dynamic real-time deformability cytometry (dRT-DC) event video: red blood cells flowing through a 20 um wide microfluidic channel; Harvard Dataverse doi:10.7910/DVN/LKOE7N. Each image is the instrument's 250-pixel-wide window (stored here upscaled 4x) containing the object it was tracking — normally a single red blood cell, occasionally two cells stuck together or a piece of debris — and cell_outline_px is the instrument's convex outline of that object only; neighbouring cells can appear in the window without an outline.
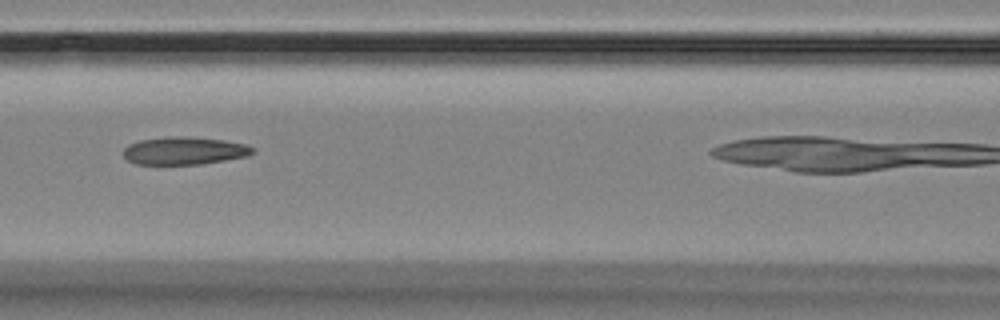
{"species": "Egyptian fruit bat (a non-hibernating species)", "species_latin": "Rousettus aegyptiacus", "temperature_condition": "room temperature", "stored_images_in_passage": 12, "camera_frame_rate_fps": 3000, "um_per_image_px": 0.085, "animal": {"sex": "female"}, "frame": {"image": 1, "passage_image": 6, "time_ms": 5.667, "image_size_px": [1000, 320], "cell_outline_px": [[256, 152], [248, 156], [200, 164], [136, 164], [128, 160], [124, 156], [124, 148], [128, 144], [140, 140], [168, 136], [184, 136], [224, 140], [248, 144], [256, 148]], "centroid_in_image_um": [15.71, 12.8], "position_along_channel_um": 150.9, "area_um2": 21.04}}
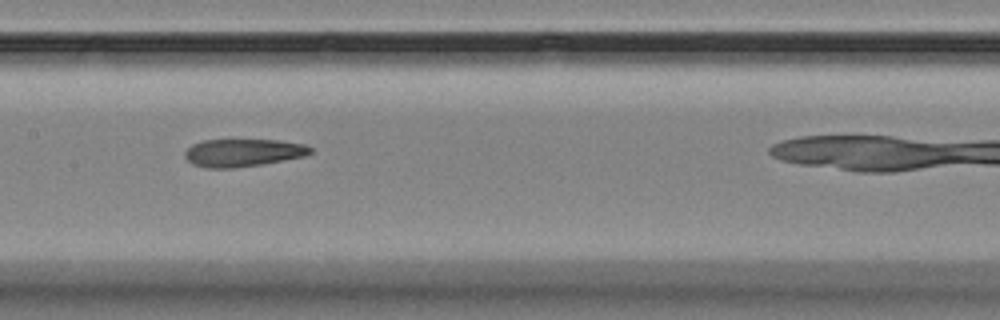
{"frame": {"image": 2, "passage_image": 7, "time_ms": 6.667, "image_size_px": [1000, 320], "cell_outline_px": [[312, 152], [304, 156], [260, 164], [232, 168], [204, 168], [192, 164], [184, 156], [184, 152], [192, 144], [204, 140], [280, 140], [304, 144], [312, 148]], "centroid_in_image_um": [20.62, 12.98], "position_along_channel_um": 186.8, "area_um2": 20.17}}
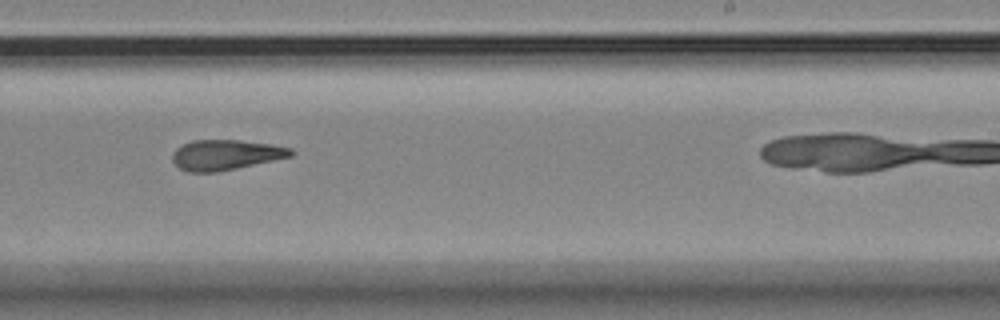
{"frame": {"image": 3, "passage_image": 9, "time_ms": 9.0, "image_size_px": [1000, 320], "cell_outline_px": [[296, 152], [292, 156], [236, 168], [216, 172], [188, 172], [180, 168], [172, 160], [172, 156], [176, 148], [192, 140], [240, 140], [272, 144], [292, 148]], "centroid_in_image_um": [19.2, 13.15], "position_along_channel_um": 269.8, "area_um2": 20.81}}